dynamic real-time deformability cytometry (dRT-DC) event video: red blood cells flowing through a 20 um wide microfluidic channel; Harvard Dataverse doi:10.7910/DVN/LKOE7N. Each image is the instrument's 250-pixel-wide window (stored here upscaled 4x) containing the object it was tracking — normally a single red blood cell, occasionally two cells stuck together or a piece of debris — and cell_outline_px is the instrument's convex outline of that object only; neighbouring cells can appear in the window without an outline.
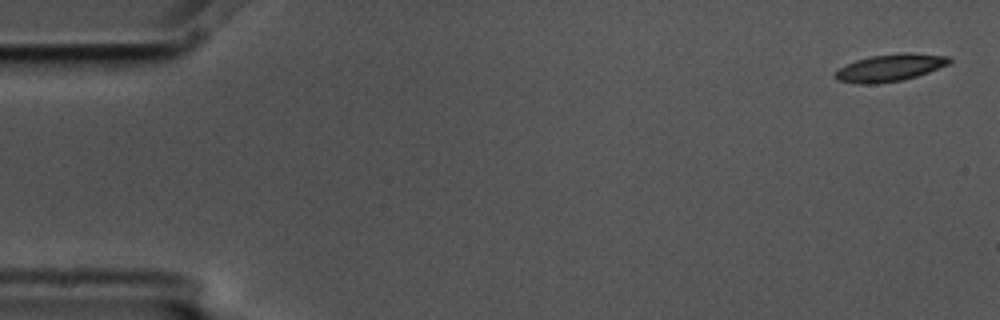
{"species": "common noctule bat (a hibernating species)", "species_latin": "Nyctalus noctula", "temperature_condition": "cold", "stored_images_in_passage": 5, "camera_frame_rate_fps": 3000, "um_per_image_px": 0.085, "animal": {"sex": "male", "body_mass_g": 17.5, "forearm_length_mm": 52.3}, "frame": {"image": 1, "passage_image": 1, "time_ms": 0.0, "image_size_px": [1000, 320], "cell_outline_px": [[952, 60], [948, 64], [928, 72], [916, 76], [900, 80], [876, 84], [860, 84], [836, 80], [832, 76], [840, 68], [856, 60], [872, 56], [900, 52], [912, 52], [948, 56]], "centroid_in_image_um": [75.64, 5.75], "position_along_channel_um": 9.4, "area_um2": 18.03}}
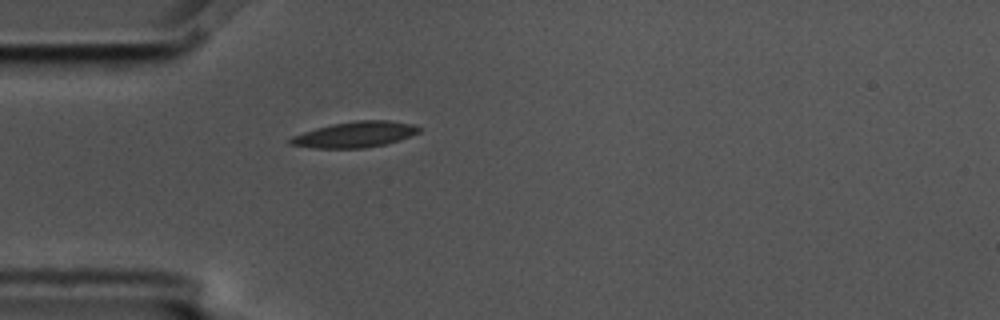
{"frame": {"image": 2, "passage_image": 5, "time_ms": 1.333, "image_size_px": [1000, 320], "cell_outline_px": [[424, 128], [420, 132], [400, 140], [384, 144], [364, 148], [316, 148], [288, 144], [288, 140], [292, 136], [316, 128], [332, 124], [356, 120], [388, 120], [412, 124]], "centroid_in_image_um": [30.2, 11.43], "position_along_channel_um": 54.8, "area_um2": 19.36}}